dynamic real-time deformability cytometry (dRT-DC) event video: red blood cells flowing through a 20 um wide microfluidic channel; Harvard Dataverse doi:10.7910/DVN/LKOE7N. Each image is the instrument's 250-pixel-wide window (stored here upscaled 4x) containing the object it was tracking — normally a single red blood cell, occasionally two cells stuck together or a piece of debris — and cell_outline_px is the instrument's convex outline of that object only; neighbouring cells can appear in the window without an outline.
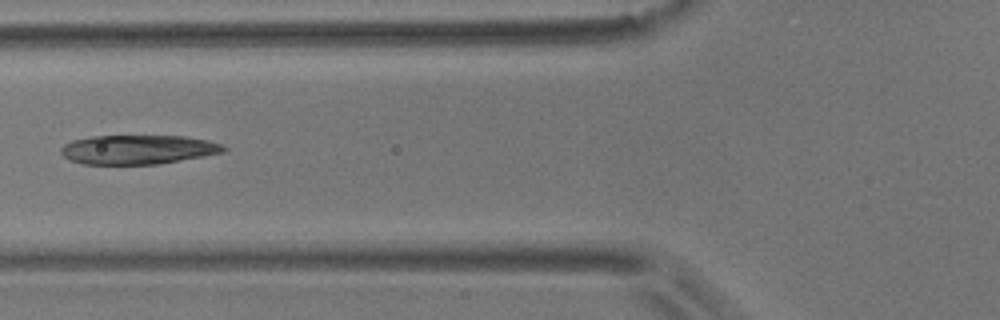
{"species": "common noctule bat (a hibernating species)", "species_latin": "Nyctalus noctula", "temperature_condition": "room temperature", "stored_images_in_passage": 15, "camera_frame_rate_fps": 3000, "um_per_image_px": 0.085, "animal": {"sex": "male", "body_mass_g": 17.9}, "frame": {"image": 1, "passage_image": 5, "time_ms": 5.667, "image_size_px": [1000, 320], "cell_outline_px": [[228, 148], [224, 152], [156, 164], [84, 164], [68, 160], [60, 152], [60, 148], [64, 144], [72, 140], [92, 136], [184, 136], [208, 140], [220, 144]], "centroid_in_image_um": [11.68, 12.71], "position_along_channel_um": 114.1, "area_um2": 27.57}}
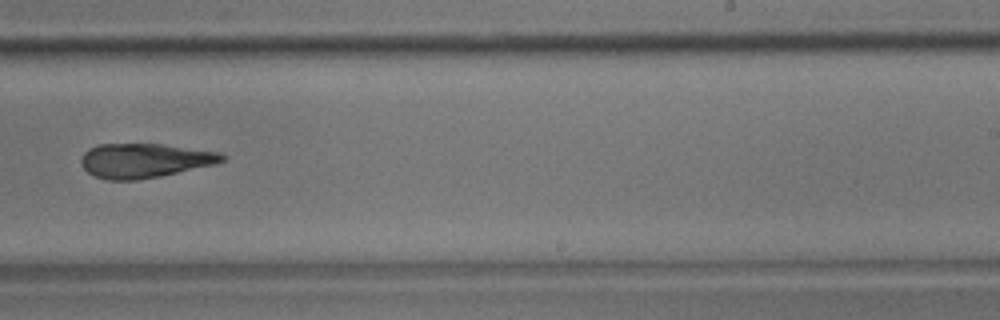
{"frame": {"image": 2, "passage_image": 9, "time_ms": 10.333, "image_size_px": [1000, 320], "cell_outline_px": [[228, 156], [224, 160], [216, 164], [160, 176], [136, 180], [108, 180], [92, 176], [84, 168], [80, 160], [84, 152], [88, 148], [100, 144], [160, 144], [216, 152]], "centroid_in_image_um": [12.25, 13.65], "position_along_channel_um": 276.8, "area_um2": 28.09}}
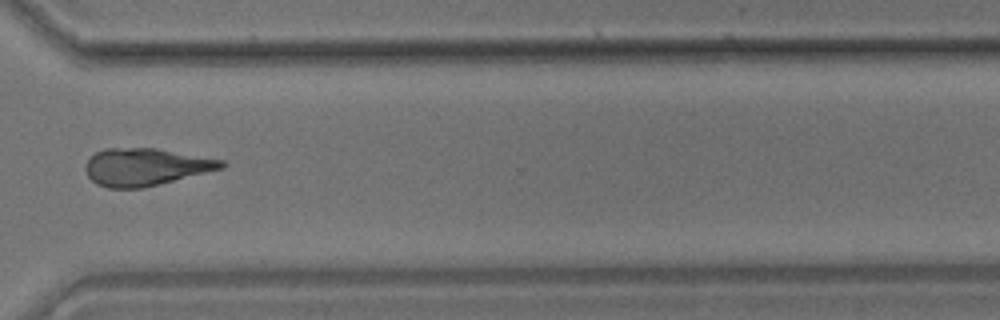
{"frame": {"image": 3, "passage_image": 11, "time_ms": 12.667, "image_size_px": [1000, 320], "cell_outline_px": [[228, 164], [224, 168], [140, 188], [108, 188], [96, 184], [88, 176], [84, 168], [84, 164], [96, 152], [104, 148], [156, 148], [224, 160]], "centroid_in_image_um": [12.36, 14.18], "position_along_channel_um": 358.2, "area_um2": 29.48}, "authors_computed_cell_mechanics": {"area_um2": 29.1312, "velocity_mm_per_s": 3.4923, "shape_relaxation_time_tau1_ms": 2.9202, "shape_relaxation_time_tau2_ms": 4.5931, "deformation_change_tau1": 0.1285, "deformation_change_tau2": 0.1189}}